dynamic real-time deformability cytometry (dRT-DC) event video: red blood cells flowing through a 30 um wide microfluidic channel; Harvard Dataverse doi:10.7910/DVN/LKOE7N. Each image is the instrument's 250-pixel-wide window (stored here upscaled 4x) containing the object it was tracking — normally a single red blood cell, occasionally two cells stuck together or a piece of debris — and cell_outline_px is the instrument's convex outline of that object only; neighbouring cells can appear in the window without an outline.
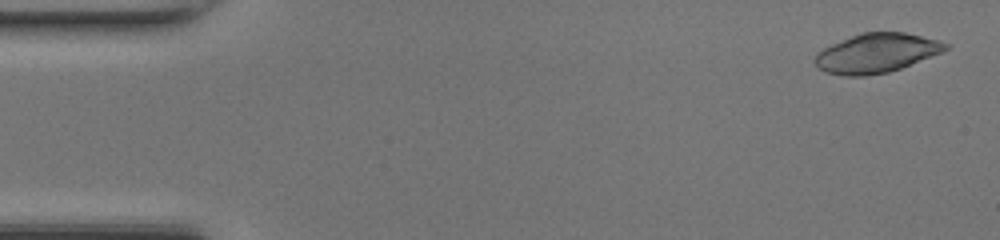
{"species": "common noctule bat (a hibernating species)", "species_latin": "Nyctalus noctula", "temperature_condition": "room temperature", "stored_images_in_passage": 47, "camera_frame_rate_fps": 3000, "um_per_image_px": 0.085, "animal": {"sex": "female", "body_mass_g": 17.0, "forearm_length_mm": 48.0}, "frame": {"image": 1, "passage_image": 1, "time_ms": 0.0, "image_size_px": [1000, 240], "cell_outline_px": [[952, 44], [944, 52], [900, 68], [888, 72], [864, 76], [844, 76], [824, 72], [816, 68], [816, 52], [832, 44], [860, 32], [904, 32], [940, 40]], "centroid_in_image_um": [74.52, 4.51], "position_along_channel_um": 10.5, "area_um2": 30.06}}